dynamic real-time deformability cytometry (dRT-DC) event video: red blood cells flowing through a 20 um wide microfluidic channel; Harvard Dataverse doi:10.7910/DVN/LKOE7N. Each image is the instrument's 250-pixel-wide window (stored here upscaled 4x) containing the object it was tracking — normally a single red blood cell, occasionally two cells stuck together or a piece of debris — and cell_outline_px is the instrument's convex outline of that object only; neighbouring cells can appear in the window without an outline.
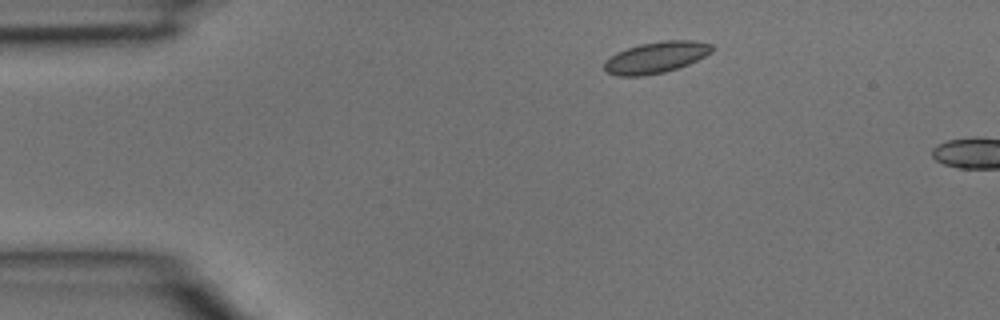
{"species": "common noctule bat (a hibernating species)", "species_latin": "Nyctalus noctula", "temperature_condition": "room temperature", "stored_images_in_passage": 2, "camera_frame_rate_fps": 3000, "um_per_image_px": 0.085, "animal": {"sex": "male", "body_mass_g": 15.6}, "frame": {"image": 1, "passage_image": 1, "time_ms": 0.0, "image_size_px": [1000, 320], "cell_outline_px": [[716, 48], [712, 52], [688, 64], [664, 72], [644, 76], [616, 76], [608, 72], [604, 68], [604, 64], [616, 52], [640, 44], [664, 40], [692, 40], [712, 44]], "centroid_in_image_um": [55.79, 4.87], "position_along_channel_um": 29.2, "area_um2": 19.54}}